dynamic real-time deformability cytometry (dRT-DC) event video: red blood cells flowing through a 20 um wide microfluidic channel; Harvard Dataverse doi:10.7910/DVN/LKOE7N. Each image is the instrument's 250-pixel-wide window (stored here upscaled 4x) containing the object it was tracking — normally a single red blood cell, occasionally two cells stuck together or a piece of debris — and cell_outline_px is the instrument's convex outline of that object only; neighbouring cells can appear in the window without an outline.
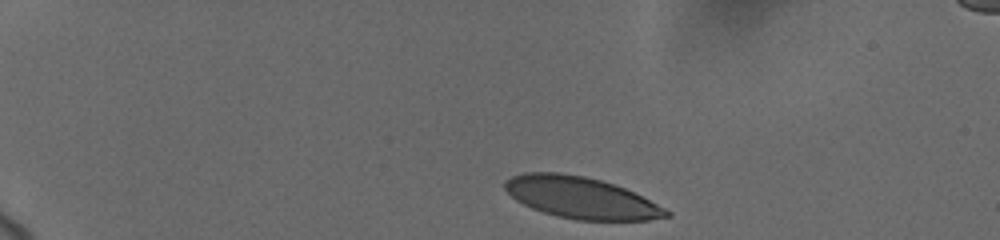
{"species": "human", "species_latin": "Homo sapiens", "temperature_condition": "cold", "stored_images_in_passage": 42, "camera_frame_rate_fps": 3000, "um_per_image_px": 0.085, "donor": {"sex": "female"}, "frame": {"image": 1, "passage_image": 1, "time_ms": 0.0, "image_size_px": [1000, 240], "cell_outline_px": [[672, 216], [648, 220], [576, 220], [556, 216], [532, 208], [516, 200], [504, 188], [504, 184], [512, 176], [524, 172], [556, 172], [584, 176], [600, 180], [624, 188], [672, 212]], "centroid_in_image_um": [49.37, 16.81], "position_along_channel_um": 35.6, "area_um2": 38.61}}
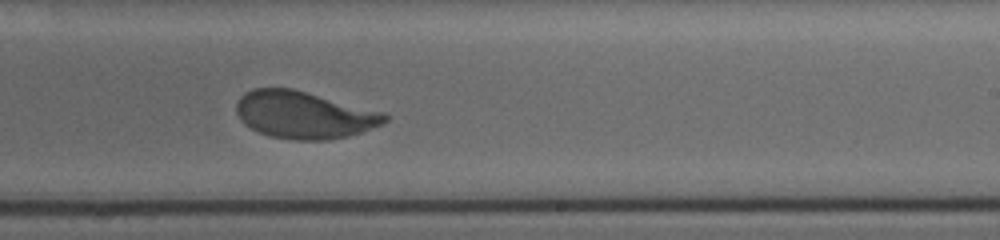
{"frame": {"image": 2, "passage_image": 23, "time_ms": 8.667, "image_size_px": [1000, 240], "cell_outline_px": [[388, 120], [384, 124], [348, 136], [328, 140], [296, 140], [268, 136], [244, 124], [240, 120], [236, 112], [236, 104], [240, 96], [244, 92], [252, 88], [292, 88], [384, 112], [388, 116]], "centroid_in_image_um": [25.83, 9.76], "position_along_channel_um": 263.2, "area_um2": 40.98}}
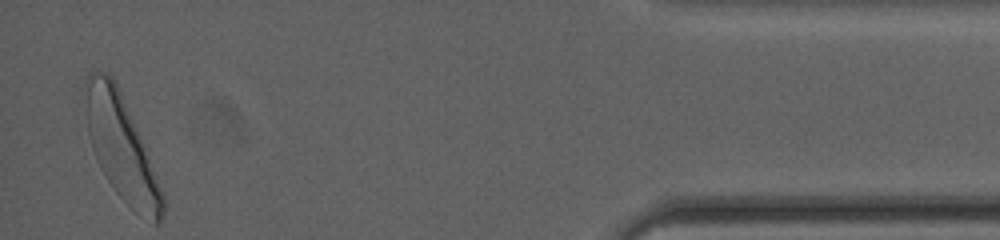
{"frame": {"image": 3, "passage_image": 41, "time_ms": 14.667, "image_size_px": [1000, 240], "cell_outline_px": [[164, 220], [160, 224], [152, 224], [120, 196], [112, 188], [100, 168], [96, 160], [88, 136], [84, 84], [84, 80], [88, 72], [104, 72], [112, 76], [120, 92], [144, 144], [164, 196]], "centroid_in_image_um": [10.3, 12.56], "position_along_channel_um": 424.9, "area_um2": 46.24}, "authors_computed_cell_mechanics": {"area_um2": 41.1536, "velocity_mm_per_s": 3.6662, "shape_relaxation_time_tau1_ms": 2.5804, "shape_relaxation_time_tau2_ms": null, "deformation_change_tau1": 0.1546, "deformation_change_tau2": null}}